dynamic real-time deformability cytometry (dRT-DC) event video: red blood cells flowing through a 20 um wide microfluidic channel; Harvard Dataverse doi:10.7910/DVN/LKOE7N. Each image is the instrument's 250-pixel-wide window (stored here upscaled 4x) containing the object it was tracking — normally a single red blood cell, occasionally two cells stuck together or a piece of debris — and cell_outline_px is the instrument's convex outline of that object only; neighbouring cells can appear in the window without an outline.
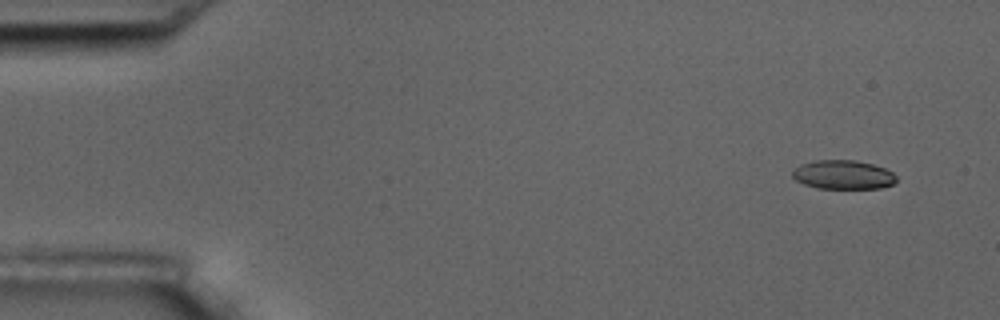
{"species": "common noctule bat (a hibernating species)", "species_latin": "Nyctalus noctula", "temperature_condition": "room temperature", "stored_images_in_passage": 7, "camera_frame_rate_fps": 3000, "um_per_image_px": 0.085, "animal": {"sex": "male", "body_mass_g": 17.5, "forearm_length_mm": 52.3}, "frame": {"image": 1, "passage_image": 2, "time_ms": 1.0, "image_size_px": [1000, 320], "cell_outline_px": [[896, 184], [880, 188], [820, 188], [804, 184], [796, 180], [792, 176], [792, 172], [800, 164], [812, 160], [856, 160], [872, 164], [884, 168], [892, 172], [896, 176]], "centroid_in_image_um": [71.68, 14.84], "position_along_channel_um": 13.3, "area_um2": 17.57}}
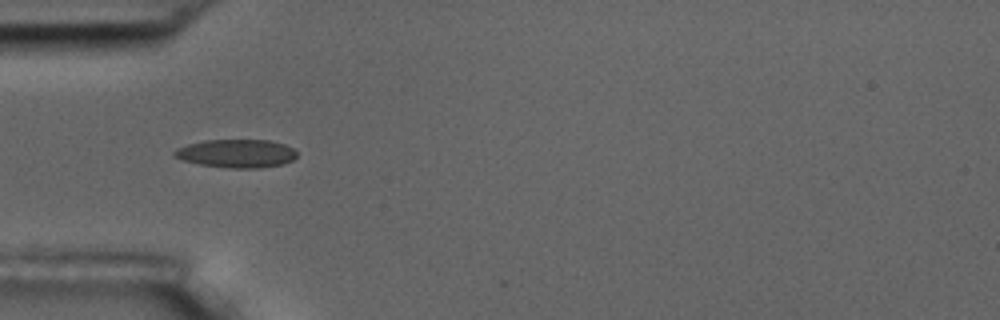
{"frame": {"image": 2, "passage_image": 6, "time_ms": 5.667, "image_size_px": [1000, 320], "cell_outline_px": [[296, 156], [292, 160], [284, 164], [260, 168], [228, 168], [200, 164], [180, 160], [172, 152], [176, 148], [188, 144], [204, 140], [268, 140], [284, 144], [292, 148], [296, 152]], "centroid_in_image_um": [20.08, 13.05], "position_along_channel_um": 64.9, "area_um2": 20.23}}